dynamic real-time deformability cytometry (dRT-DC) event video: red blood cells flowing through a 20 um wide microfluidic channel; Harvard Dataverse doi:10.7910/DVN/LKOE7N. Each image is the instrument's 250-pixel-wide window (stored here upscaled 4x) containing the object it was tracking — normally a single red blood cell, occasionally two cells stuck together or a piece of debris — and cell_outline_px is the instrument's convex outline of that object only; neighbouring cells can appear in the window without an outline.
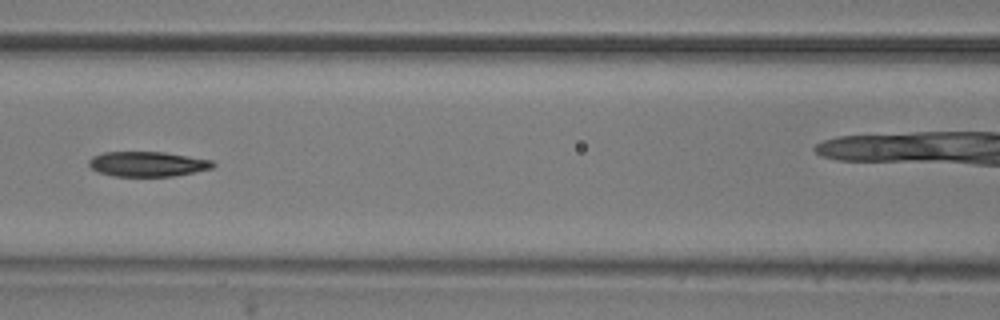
{"species": "common noctule bat (a hibernating species)", "species_latin": "Nyctalus noctula", "temperature_condition": "room temperature", "stored_images_in_passage": 7, "camera_frame_rate_fps": 3000, "um_per_image_px": 0.085, "animal": {"sex": "male", "body_mass_g": 20.5, "forearm_length_mm": 52.5}, "frame": {"image": 1, "passage_image": 6, "time_ms": 1.667, "image_size_px": [1000, 320], "cell_outline_px": [[216, 164], [212, 168], [172, 176], [112, 176], [100, 172], [92, 168], [88, 164], [88, 160], [92, 156], [104, 152], [164, 152], [212, 160]], "centroid_in_image_um": [12.52, 13.93], "position_along_channel_um": 154.1, "area_um2": 17.92}}